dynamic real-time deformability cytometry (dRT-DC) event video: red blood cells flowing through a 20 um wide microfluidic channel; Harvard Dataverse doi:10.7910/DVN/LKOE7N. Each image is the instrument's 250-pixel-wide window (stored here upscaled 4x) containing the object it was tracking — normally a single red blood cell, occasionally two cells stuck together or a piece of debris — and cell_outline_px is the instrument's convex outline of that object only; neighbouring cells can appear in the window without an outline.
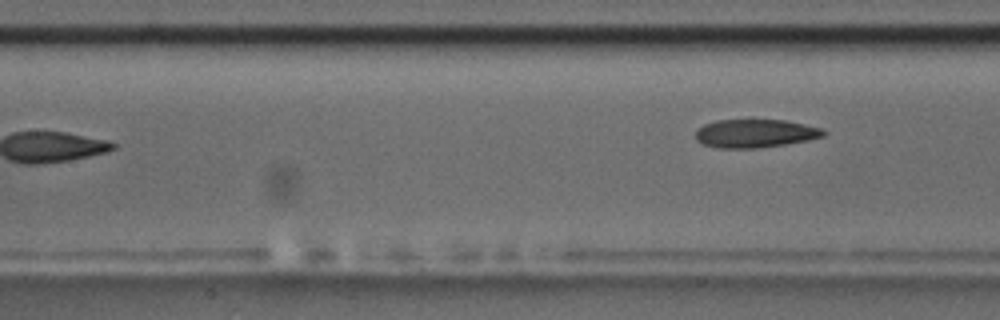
{"species": "common noctule bat (a hibernating species)", "species_latin": "Nyctalus noctula", "temperature_condition": "room temperature", "stored_images_in_passage": 7, "camera_frame_rate_fps": 3000, "um_per_image_px": 0.085, "animal": {"sex": "male", "body_mass_g": 17.5, "forearm_length_mm": 52.3}, "frame": {"image": 1, "passage_image": 7, "time_ms": 7.0, "image_size_px": [1000, 320], "cell_outline_px": [[828, 132], [824, 136], [808, 140], [760, 148], [716, 148], [700, 144], [696, 140], [696, 132], [704, 124], [716, 120], [788, 120], [820, 128]], "centroid_in_image_um": [64.18, 11.34], "position_along_channel_um": 143.2, "area_um2": 21.21}}